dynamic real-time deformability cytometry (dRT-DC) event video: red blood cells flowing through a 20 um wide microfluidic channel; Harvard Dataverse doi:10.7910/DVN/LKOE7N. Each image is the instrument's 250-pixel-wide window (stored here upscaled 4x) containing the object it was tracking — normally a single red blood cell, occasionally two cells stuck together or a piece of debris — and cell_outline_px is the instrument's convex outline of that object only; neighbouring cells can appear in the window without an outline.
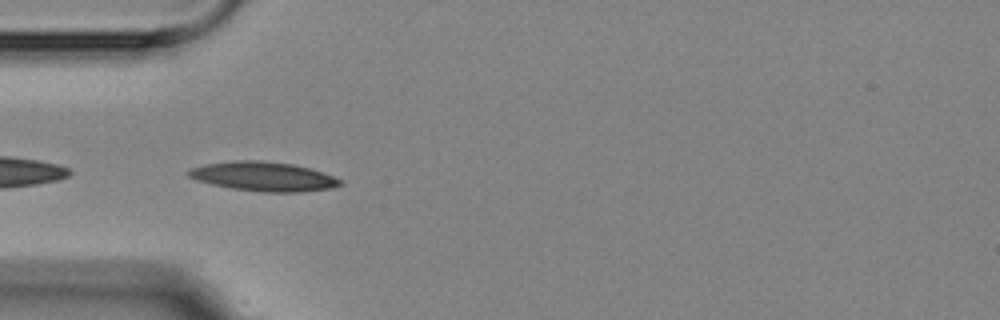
{"species": "Egyptian fruit bat (a non-hibernating species)", "species_latin": "Rousettus aegyptiacus", "temperature_condition": "room temperature", "stored_images_in_passage": 5, "camera_frame_rate_fps": 3000, "um_per_image_px": 0.085, "animal": {"sex": "female"}, "frame": {"image": 1, "passage_image": 4, "time_ms": 4.333, "image_size_px": [1000, 320], "cell_outline_px": [[344, 184], [332, 188], [300, 192], [264, 192], [232, 188], [212, 184], [196, 180], [188, 176], [184, 172], [188, 168], [204, 164], [236, 160], [260, 160], [292, 164], [308, 168], [332, 176], [340, 180]], "centroid_in_image_um": [22.33, 14.99], "position_along_channel_um": 62.7, "area_um2": 25.84}}
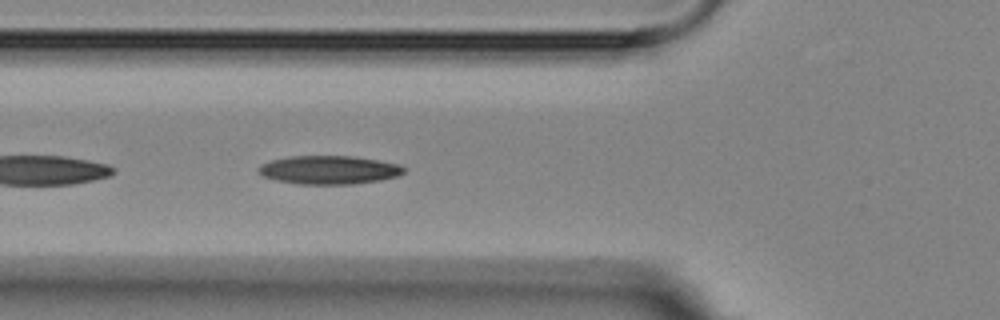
{"frame": {"image": 2, "passage_image": 5, "time_ms": 5.333, "image_size_px": [1000, 320], "cell_outline_px": [[408, 168], [404, 172], [396, 176], [380, 180], [352, 184], [296, 184], [276, 180], [264, 176], [256, 168], [260, 164], [272, 160], [288, 156], [352, 156], [380, 160], [400, 164]], "centroid_in_image_um": [27.98, 14.43], "position_along_channel_um": 97.8, "area_um2": 24.28}}